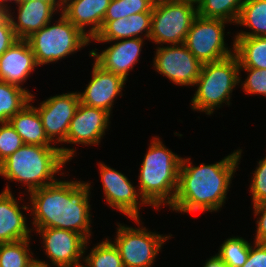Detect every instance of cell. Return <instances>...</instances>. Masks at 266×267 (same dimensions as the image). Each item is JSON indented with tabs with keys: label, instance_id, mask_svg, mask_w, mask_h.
<instances>
[{
	"label": "cell",
	"instance_id": "cell-11",
	"mask_svg": "<svg viewBox=\"0 0 266 267\" xmlns=\"http://www.w3.org/2000/svg\"><path fill=\"white\" fill-rule=\"evenodd\" d=\"M32 229L42 238L44 253L53 266L82 267L81 261L89 245L84 236L58 228Z\"/></svg>",
	"mask_w": 266,
	"mask_h": 267
},
{
	"label": "cell",
	"instance_id": "cell-16",
	"mask_svg": "<svg viewBox=\"0 0 266 267\" xmlns=\"http://www.w3.org/2000/svg\"><path fill=\"white\" fill-rule=\"evenodd\" d=\"M62 1L22 0L17 5V17L11 11L7 13L17 38L25 40L52 21L55 13L61 12Z\"/></svg>",
	"mask_w": 266,
	"mask_h": 267
},
{
	"label": "cell",
	"instance_id": "cell-10",
	"mask_svg": "<svg viewBox=\"0 0 266 267\" xmlns=\"http://www.w3.org/2000/svg\"><path fill=\"white\" fill-rule=\"evenodd\" d=\"M98 166L103 195L109 207L113 208L112 210L120 211L141 226L139 208L143 205L149 206V204L140 195L138 188L129 181L130 179L126 175L109 165L99 162Z\"/></svg>",
	"mask_w": 266,
	"mask_h": 267
},
{
	"label": "cell",
	"instance_id": "cell-21",
	"mask_svg": "<svg viewBox=\"0 0 266 267\" xmlns=\"http://www.w3.org/2000/svg\"><path fill=\"white\" fill-rule=\"evenodd\" d=\"M8 122L21 136L24 144L55 146L46 137L41 117L32 103L29 102L21 111L11 117Z\"/></svg>",
	"mask_w": 266,
	"mask_h": 267
},
{
	"label": "cell",
	"instance_id": "cell-30",
	"mask_svg": "<svg viewBox=\"0 0 266 267\" xmlns=\"http://www.w3.org/2000/svg\"><path fill=\"white\" fill-rule=\"evenodd\" d=\"M132 38L131 22L127 18L104 20L100 32L91 41L113 43V41Z\"/></svg>",
	"mask_w": 266,
	"mask_h": 267
},
{
	"label": "cell",
	"instance_id": "cell-12",
	"mask_svg": "<svg viewBox=\"0 0 266 267\" xmlns=\"http://www.w3.org/2000/svg\"><path fill=\"white\" fill-rule=\"evenodd\" d=\"M153 58L155 71L179 86H194L202 64L184 44L158 46Z\"/></svg>",
	"mask_w": 266,
	"mask_h": 267
},
{
	"label": "cell",
	"instance_id": "cell-2",
	"mask_svg": "<svg viewBox=\"0 0 266 267\" xmlns=\"http://www.w3.org/2000/svg\"><path fill=\"white\" fill-rule=\"evenodd\" d=\"M89 182L58 180L29 194L30 215L35 229L58 228L91 238V205Z\"/></svg>",
	"mask_w": 266,
	"mask_h": 267
},
{
	"label": "cell",
	"instance_id": "cell-40",
	"mask_svg": "<svg viewBox=\"0 0 266 267\" xmlns=\"http://www.w3.org/2000/svg\"><path fill=\"white\" fill-rule=\"evenodd\" d=\"M52 265H50V263L46 262V261H41L39 259H33V261L28 265V267H50Z\"/></svg>",
	"mask_w": 266,
	"mask_h": 267
},
{
	"label": "cell",
	"instance_id": "cell-6",
	"mask_svg": "<svg viewBox=\"0 0 266 267\" xmlns=\"http://www.w3.org/2000/svg\"><path fill=\"white\" fill-rule=\"evenodd\" d=\"M57 21H50L43 28L25 39L40 66L56 63L76 53L91 43V39L74 26L61 12Z\"/></svg>",
	"mask_w": 266,
	"mask_h": 267
},
{
	"label": "cell",
	"instance_id": "cell-32",
	"mask_svg": "<svg viewBox=\"0 0 266 267\" xmlns=\"http://www.w3.org/2000/svg\"><path fill=\"white\" fill-rule=\"evenodd\" d=\"M247 72V78L242 81L239 77V83L247 94L266 96V69L239 68V72Z\"/></svg>",
	"mask_w": 266,
	"mask_h": 267
},
{
	"label": "cell",
	"instance_id": "cell-1",
	"mask_svg": "<svg viewBox=\"0 0 266 267\" xmlns=\"http://www.w3.org/2000/svg\"><path fill=\"white\" fill-rule=\"evenodd\" d=\"M241 154L242 149H237L219 162L199 166H195L190 157H182L178 188L169 209L182 214L221 210L226 203L232 178L239 168Z\"/></svg>",
	"mask_w": 266,
	"mask_h": 267
},
{
	"label": "cell",
	"instance_id": "cell-36",
	"mask_svg": "<svg viewBox=\"0 0 266 267\" xmlns=\"http://www.w3.org/2000/svg\"><path fill=\"white\" fill-rule=\"evenodd\" d=\"M253 213L257 221L255 239L256 243H266V200L252 205Z\"/></svg>",
	"mask_w": 266,
	"mask_h": 267
},
{
	"label": "cell",
	"instance_id": "cell-4",
	"mask_svg": "<svg viewBox=\"0 0 266 267\" xmlns=\"http://www.w3.org/2000/svg\"><path fill=\"white\" fill-rule=\"evenodd\" d=\"M146 152L136 187L144 200L159 210L174 201L182 157L168 149L159 136H153Z\"/></svg>",
	"mask_w": 266,
	"mask_h": 267
},
{
	"label": "cell",
	"instance_id": "cell-14",
	"mask_svg": "<svg viewBox=\"0 0 266 267\" xmlns=\"http://www.w3.org/2000/svg\"><path fill=\"white\" fill-rule=\"evenodd\" d=\"M112 114L101 108L79 103L70 121L66 144L99 145L109 129Z\"/></svg>",
	"mask_w": 266,
	"mask_h": 267
},
{
	"label": "cell",
	"instance_id": "cell-17",
	"mask_svg": "<svg viewBox=\"0 0 266 267\" xmlns=\"http://www.w3.org/2000/svg\"><path fill=\"white\" fill-rule=\"evenodd\" d=\"M144 39L129 38L117 40L114 44L97 52L95 48L89 51V56L106 71H110L128 80L129 72L139 61Z\"/></svg>",
	"mask_w": 266,
	"mask_h": 267
},
{
	"label": "cell",
	"instance_id": "cell-34",
	"mask_svg": "<svg viewBox=\"0 0 266 267\" xmlns=\"http://www.w3.org/2000/svg\"><path fill=\"white\" fill-rule=\"evenodd\" d=\"M127 20L131 22L132 38H146V40H149L152 24V12L132 14L127 18Z\"/></svg>",
	"mask_w": 266,
	"mask_h": 267
},
{
	"label": "cell",
	"instance_id": "cell-22",
	"mask_svg": "<svg viewBox=\"0 0 266 267\" xmlns=\"http://www.w3.org/2000/svg\"><path fill=\"white\" fill-rule=\"evenodd\" d=\"M240 68L266 69V37H233Z\"/></svg>",
	"mask_w": 266,
	"mask_h": 267
},
{
	"label": "cell",
	"instance_id": "cell-26",
	"mask_svg": "<svg viewBox=\"0 0 266 267\" xmlns=\"http://www.w3.org/2000/svg\"><path fill=\"white\" fill-rule=\"evenodd\" d=\"M30 244V239L0 243V267H28L34 259Z\"/></svg>",
	"mask_w": 266,
	"mask_h": 267
},
{
	"label": "cell",
	"instance_id": "cell-37",
	"mask_svg": "<svg viewBox=\"0 0 266 267\" xmlns=\"http://www.w3.org/2000/svg\"><path fill=\"white\" fill-rule=\"evenodd\" d=\"M242 267H266V243L253 242L248 259Z\"/></svg>",
	"mask_w": 266,
	"mask_h": 267
},
{
	"label": "cell",
	"instance_id": "cell-5",
	"mask_svg": "<svg viewBox=\"0 0 266 267\" xmlns=\"http://www.w3.org/2000/svg\"><path fill=\"white\" fill-rule=\"evenodd\" d=\"M240 64L235 54L216 61L202 64L200 75L194 85L197 86L191 99V109L213 114L223 103L230 105L233 89L239 84Z\"/></svg>",
	"mask_w": 266,
	"mask_h": 267
},
{
	"label": "cell",
	"instance_id": "cell-25",
	"mask_svg": "<svg viewBox=\"0 0 266 267\" xmlns=\"http://www.w3.org/2000/svg\"><path fill=\"white\" fill-rule=\"evenodd\" d=\"M246 0H201L197 5L198 15L204 18L221 19L236 24Z\"/></svg>",
	"mask_w": 266,
	"mask_h": 267
},
{
	"label": "cell",
	"instance_id": "cell-9",
	"mask_svg": "<svg viewBox=\"0 0 266 267\" xmlns=\"http://www.w3.org/2000/svg\"><path fill=\"white\" fill-rule=\"evenodd\" d=\"M228 23L197 15L183 44L201 64L225 59L234 54V39L232 48H229L224 38L225 25Z\"/></svg>",
	"mask_w": 266,
	"mask_h": 267
},
{
	"label": "cell",
	"instance_id": "cell-18",
	"mask_svg": "<svg viewBox=\"0 0 266 267\" xmlns=\"http://www.w3.org/2000/svg\"><path fill=\"white\" fill-rule=\"evenodd\" d=\"M10 190L6 185L0 193V243L31 239L32 229L28 227L26 215L22 212H29L30 205H19L23 199L15 198Z\"/></svg>",
	"mask_w": 266,
	"mask_h": 267
},
{
	"label": "cell",
	"instance_id": "cell-33",
	"mask_svg": "<svg viewBox=\"0 0 266 267\" xmlns=\"http://www.w3.org/2000/svg\"><path fill=\"white\" fill-rule=\"evenodd\" d=\"M249 186L252 204H257L266 200V156L257 162V167L253 171Z\"/></svg>",
	"mask_w": 266,
	"mask_h": 267
},
{
	"label": "cell",
	"instance_id": "cell-29",
	"mask_svg": "<svg viewBox=\"0 0 266 267\" xmlns=\"http://www.w3.org/2000/svg\"><path fill=\"white\" fill-rule=\"evenodd\" d=\"M156 0H111L104 20L128 18L132 14L152 12Z\"/></svg>",
	"mask_w": 266,
	"mask_h": 267
},
{
	"label": "cell",
	"instance_id": "cell-31",
	"mask_svg": "<svg viewBox=\"0 0 266 267\" xmlns=\"http://www.w3.org/2000/svg\"><path fill=\"white\" fill-rule=\"evenodd\" d=\"M23 144L21 136L9 122L0 123V164Z\"/></svg>",
	"mask_w": 266,
	"mask_h": 267
},
{
	"label": "cell",
	"instance_id": "cell-8",
	"mask_svg": "<svg viewBox=\"0 0 266 267\" xmlns=\"http://www.w3.org/2000/svg\"><path fill=\"white\" fill-rule=\"evenodd\" d=\"M118 223L111 241L118 249L124 267H152L161 248L172 234L163 235L146 227H129Z\"/></svg>",
	"mask_w": 266,
	"mask_h": 267
},
{
	"label": "cell",
	"instance_id": "cell-3",
	"mask_svg": "<svg viewBox=\"0 0 266 267\" xmlns=\"http://www.w3.org/2000/svg\"><path fill=\"white\" fill-rule=\"evenodd\" d=\"M75 153L73 147L23 144L0 164V175L24 184L30 193L57 182L55 174H64L61 170Z\"/></svg>",
	"mask_w": 266,
	"mask_h": 267
},
{
	"label": "cell",
	"instance_id": "cell-20",
	"mask_svg": "<svg viewBox=\"0 0 266 267\" xmlns=\"http://www.w3.org/2000/svg\"><path fill=\"white\" fill-rule=\"evenodd\" d=\"M36 66L39 67L29 43L19 39L0 56V81L23 88Z\"/></svg>",
	"mask_w": 266,
	"mask_h": 267
},
{
	"label": "cell",
	"instance_id": "cell-27",
	"mask_svg": "<svg viewBox=\"0 0 266 267\" xmlns=\"http://www.w3.org/2000/svg\"><path fill=\"white\" fill-rule=\"evenodd\" d=\"M90 250L83 258L85 264L82 267H124L119 251L111 239H104Z\"/></svg>",
	"mask_w": 266,
	"mask_h": 267
},
{
	"label": "cell",
	"instance_id": "cell-28",
	"mask_svg": "<svg viewBox=\"0 0 266 267\" xmlns=\"http://www.w3.org/2000/svg\"><path fill=\"white\" fill-rule=\"evenodd\" d=\"M251 243L234 236L223 241L216 254L227 267H242L248 259Z\"/></svg>",
	"mask_w": 266,
	"mask_h": 267
},
{
	"label": "cell",
	"instance_id": "cell-38",
	"mask_svg": "<svg viewBox=\"0 0 266 267\" xmlns=\"http://www.w3.org/2000/svg\"><path fill=\"white\" fill-rule=\"evenodd\" d=\"M203 267H227V265L215 254L209 259H206V262L203 263Z\"/></svg>",
	"mask_w": 266,
	"mask_h": 267
},
{
	"label": "cell",
	"instance_id": "cell-7",
	"mask_svg": "<svg viewBox=\"0 0 266 267\" xmlns=\"http://www.w3.org/2000/svg\"><path fill=\"white\" fill-rule=\"evenodd\" d=\"M198 15L197 5L189 2L156 0L152 9L149 41L160 46L183 44Z\"/></svg>",
	"mask_w": 266,
	"mask_h": 267
},
{
	"label": "cell",
	"instance_id": "cell-13",
	"mask_svg": "<svg viewBox=\"0 0 266 267\" xmlns=\"http://www.w3.org/2000/svg\"><path fill=\"white\" fill-rule=\"evenodd\" d=\"M80 103L79 93L69 92L51 96L34 106L42 120L48 140L53 143H65L70 121Z\"/></svg>",
	"mask_w": 266,
	"mask_h": 267
},
{
	"label": "cell",
	"instance_id": "cell-39",
	"mask_svg": "<svg viewBox=\"0 0 266 267\" xmlns=\"http://www.w3.org/2000/svg\"><path fill=\"white\" fill-rule=\"evenodd\" d=\"M12 1L18 5L22 0H0V13H8L9 11H12L8 5L12 3Z\"/></svg>",
	"mask_w": 266,
	"mask_h": 267
},
{
	"label": "cell",
	"instance_id": "cell-24",
	"mask_svg": "<svg viewBox=\"0 0 266 267\" xmlns=\"http://www.w3.org/2000/svg\"><path fill=\"white\" fill-rule=\"evenodd\" d=\"M34 95L26 88L0 81V123H6L29 102Z\"/></svg>",
	"mask_w": 266,
	"mask_h": 267
},
{
	"label": "cell",
	"instance_id": "cell-15",
	"mask_svg": "<svg viewBox=\"0 0 266 267\" xmlns=\"http://www.w3.org/2000/svg\"><path fill=\"white\" fill-rule=\"evenodd\" d=\"M126 83L121 76L106 71L94 61L91 80L82 93L78 92L80 103L104 109L111 114L114 101L118 95H123L122 90Z\"/></svg>",
	"mask_w": 266,
	"mask_h": 267
},
{
	"label": "cell",
	"instance_id": "cell-41",
	"mask_svg": "<svg viewBox=\"0 0 266 267\" xmlns=\"http://www.w3.org/2000/svg\"><path fill=\"white\" fill-rule=\"evenodd\" d=\"M170 1H180V2H189L195 5H198L201 0H170Z\"/></svg>",
	"mask_w": 266,
	"mask_h": 267
},
{
	"label": "cell",
	"instance_id": "cell-35",
	"mask_svg": "<svg viewBox=\"0 0 266 267\" xmlns=\"http://www.w3.org/2000/svg\"><path fill=\"white\" fill-rule=\"evenodd\" d=\"M19 39L7 13H0V56Z\"/></svg>",
	"mask_w": 266,
	"mask_h": 267
},
{
	"label": "cell",
	"instance_id": "cell-19",
	"mask_svg": "<svg viewBox=\"0 0 266 267\" xmlns=\"http://www.w3.org/2000/svg\"><path fill=\"white\" fill-rule=\"evenodd\" d=\"M111 0H63L61 13L91 40L100 32ZM87 26H90L88 31Z\"/></svg>",
	"mask_w": 266,
	"mask_h": 267
},
{
	"label": "cell",
	"instance_id": "cell-23",
	"mask_svg": "<svg viewBox=\"0 0 266 267\" xmlns=\"http://www.w3.org/2000/svg\"><path fill=\"white\" fill-rule=\"evenodd\" d=\"M235 25L247 27L234 37H266V0H246Z\"/></svg>",
	"mask_w": 266,
	"mask_h": 267
}]
</instances>
